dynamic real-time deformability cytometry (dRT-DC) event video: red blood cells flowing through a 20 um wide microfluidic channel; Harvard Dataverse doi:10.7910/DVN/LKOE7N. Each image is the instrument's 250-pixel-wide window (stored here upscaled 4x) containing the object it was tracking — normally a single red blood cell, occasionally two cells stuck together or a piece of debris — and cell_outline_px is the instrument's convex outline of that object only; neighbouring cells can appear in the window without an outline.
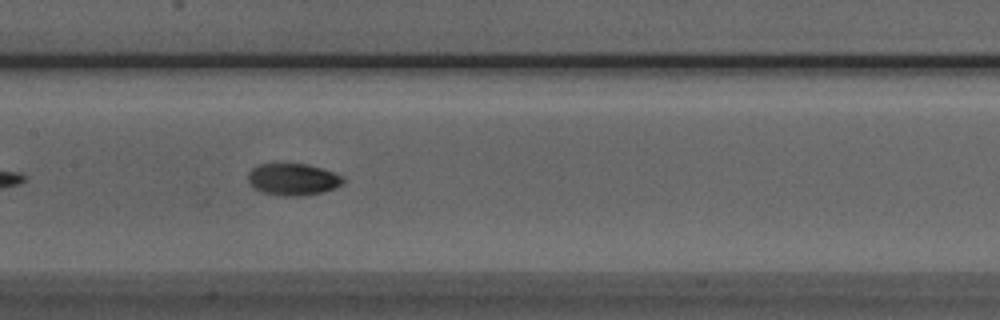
{"species": "Egyptian fruit bat (a non-hibernating species)", "species_latin": "Rousettus aegyptiacus", "temperature_condition": "room temperature", "stored_images_in_passage": 39, "camera_frame_rate_fps": 3000, "um_per_image_px": 0.085, "animal": {"sex": "male"}, "frame": {"image": 1, "passage_image": 12, "time_ms": 3.667, "image_size_px": [1000, 320], "cell_outline_px": [[344, 184], [320, 192], [300, 196], [284, 196], [264, 192], [256, 188], [248, 180], [248, 172], [252, 168], [260, 164], [308, 164], [344, 176]], "centroid_in_image_um": [24.91, 15.24], "position_along_channel_um": 182.5, "area_um2": 17.34}}
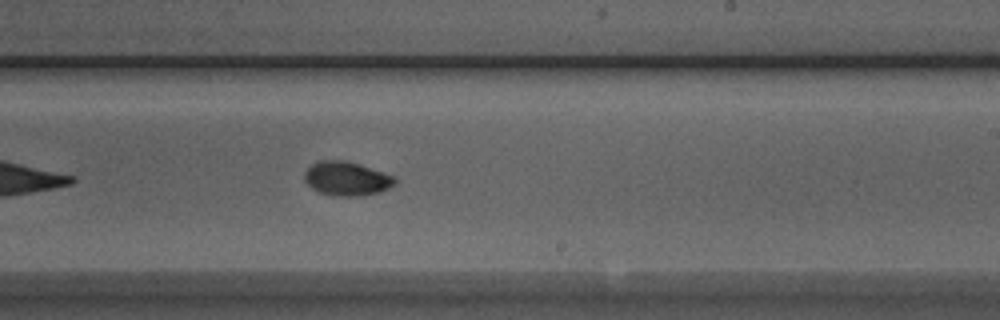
{"frame": {"image": 2, "passage_image": 18, "time_ms": 5.667, "image_size_px": [1000, 320], "cell_outline_px": [[396, 184], [380, 192], [356, 196], [332, 196], [320, 192], [312, 188], [304, 180], [304, 172], [312, 164], [320, 160], [344, 160], [396, 176]], "centroid_in_image_um": [29.46, 15.19], "position_along_channel_um": 259.5, "area_um2": 17.86}}
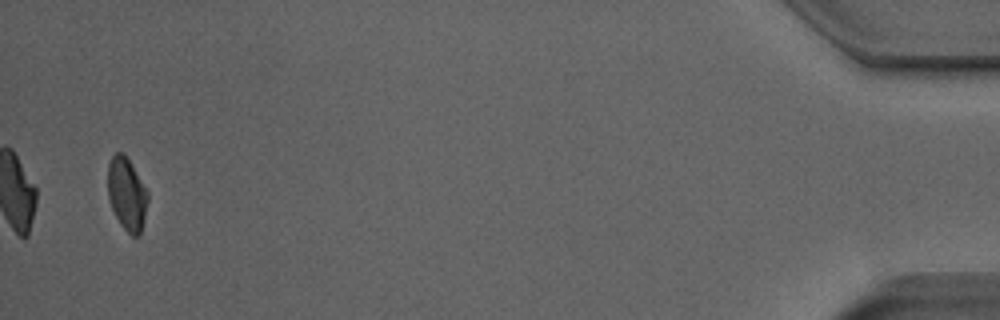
{"frame": {"image": 3, "passage_image": 38, "time_ms": 12.333, "image_size_px": [1000, 320], "cell_outline_px": [[148, 200], [144, 220], [140, 236], [132, 236], [120, 224], [112, 208], [108, 196], [108, 164], [112, 156], [116, 152], [124, 152], [148, 192]], "centroid_in_image_um": [10.78, 16.49], "position_along_channel_um": 424.4, "area_um2": 16.88}, "authors_computed_cell_mechanics": {"area_um2": 17.7446, "velocity_mm_per_s": 3.8635, "shape_relaxation_time_tau1_ms": 2.5991, "shape_relaxation_time_tau2_ms": 2.8037, "deformation_change_tau1": 0.1299, "deformation_change_tau2": 0.0501}}